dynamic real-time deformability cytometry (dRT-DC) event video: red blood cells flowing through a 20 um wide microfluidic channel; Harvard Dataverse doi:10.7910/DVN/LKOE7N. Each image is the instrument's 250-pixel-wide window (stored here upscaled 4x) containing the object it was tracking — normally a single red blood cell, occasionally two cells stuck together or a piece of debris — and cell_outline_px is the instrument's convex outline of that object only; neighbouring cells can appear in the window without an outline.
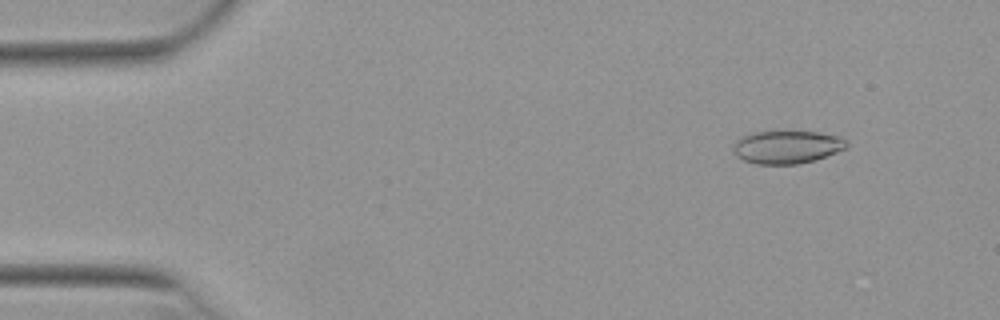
{"species": "Egyptian fruit bat (a non-hibernating species)", "species_latin": "Rousettus aegyptiacus", "temperature_condition": "warm", "stored_images_in_passage": 52, "camera_frame_rate_fps": 3000, "um_per_image_px": 0.085, "animal": {"sex": "female"}, "frame": {"image": 1, "passage_image": 6, "time_ms": 1.667, "image_size_px": [1000, 320], "cell_outline_px": [[848, 148], [816, 160], [796, 164], [756, 164], [744, 160], [736, 156], [732, 148], [732, 144], [736, 140], [752, 132], [816, 132], [836, 136], [848, 140]], "centroid_in_image_um": [66.89, 12.51], "position_along_channel_um": 18.1, "area_um2": 21.79}}
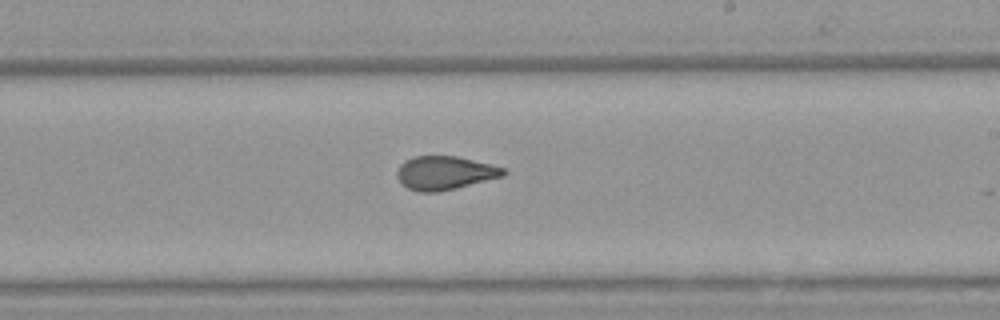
{"frame": {"image": 2, "passage_image": 31, "time_ms": 10.0, "image_size_px": [1000, 320], "cell_outline_px": [[508, 172], [504, 176], [456, 188], [436, 192], [420, 192], [408, 188], [396, 176], [396, 172], [400, 164], [404, 160], [416, 156], [456, 156], [492, 164], [504, 168]], "centroid_in_image_um": [37.82, 14.69], "position_along_channel_um": 251.2, "area_um2": 20.81}}
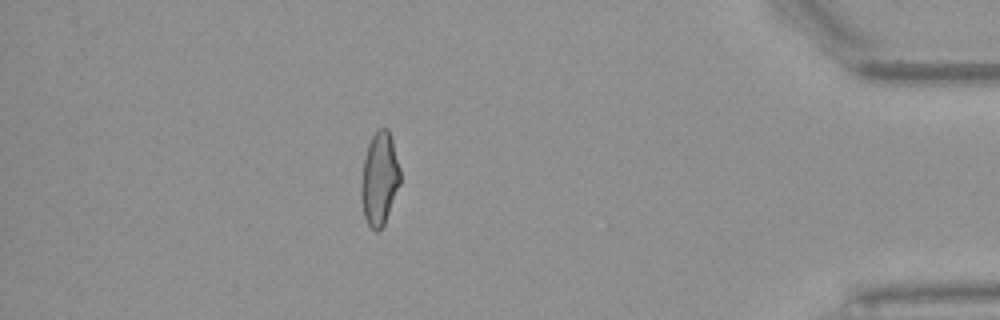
{"frame": {"image": 3, "passage_image": 46, "time_ms": 15.0, "image_size_px": [1000, 320], "cell_outline_px": [[400, 184], [384, 224], [376, 232], [368, 224], [364, 216], [360, 192], [360, 188], [364, 160], [368, 144], [372, 136], [380, 128], [388, 128], [392, 140], [400, 168]], "centroid_in_image_um": [32.25, 15.19], "position_along_channel_um": 402.9, "area_um2": 20.92}, "authors_computed_cell_mechanics": {"area_um2": 21.4727, "velocity_mm_per_s": 3.9447, "shape_relaxation_time_tau1_ms": null, "shape_relaxation_time_tau2_ms": 1.2213, "deformation_change_tau1": null, "deformation_change_tau2": 0.0769}}